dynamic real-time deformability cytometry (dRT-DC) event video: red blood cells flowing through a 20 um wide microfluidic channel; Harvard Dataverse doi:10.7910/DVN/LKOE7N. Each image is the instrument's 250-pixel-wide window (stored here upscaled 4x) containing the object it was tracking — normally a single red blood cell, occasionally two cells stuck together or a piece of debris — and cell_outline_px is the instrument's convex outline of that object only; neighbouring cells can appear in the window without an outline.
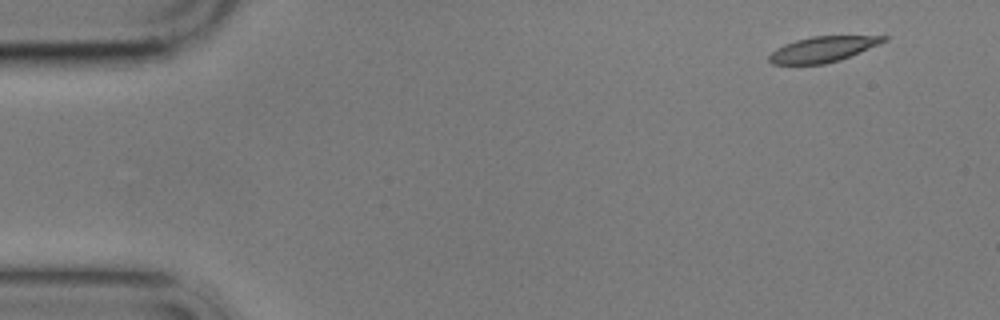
{"species": "common noctule bat (a hibernating species)", "species_latin": "Nyctalus noctula", "temperature_condition": "cold", "stored_images_in_passage": 5, "segment_of_instrument_passage": [1, 2], "camera_frame_rate_fps": 3000, "um_per_image_px": 0.085, "animal": {"sex": "male", "body_mass_g": 17.9}, "frame": {"image": 1, "passage_image": 1, "time_ms": 0.0, "image_size_px": [1000, 320], "cell_outline_px": [[888, 40], [840, 60], [824, 64], [772, 64], [768, 60], [768, 56], [776, 48], [784, 44], [796, 40], [812, 36], [888, 36]], "centroid_in_image_um": [69.9, 4.19], "position_along_channel_um": 15.1, "area_um2": 16.88}}